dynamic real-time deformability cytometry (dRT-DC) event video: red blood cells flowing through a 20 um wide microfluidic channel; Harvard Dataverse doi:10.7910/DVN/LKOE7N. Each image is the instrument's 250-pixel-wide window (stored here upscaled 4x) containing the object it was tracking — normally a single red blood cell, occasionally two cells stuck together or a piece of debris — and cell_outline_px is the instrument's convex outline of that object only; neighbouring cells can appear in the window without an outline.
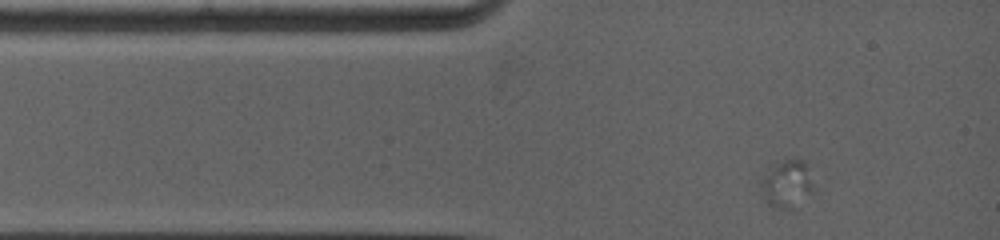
{"species": "common noctule bat (a hibernating species)", "species_latin": "Nyctalus noctula", "temperature_condition": "warm", "stored_images_in_passage": 2, "camera_frame_rate_fps": 5000, "um_per_image_px": 0.085, "animal": {"sex": "female", "body_mass_g": 19.0, "forearm_length_mm": 53.3}, "frame": {"image": 1, "passage_image": 1, "time_ms": 0.0, "image_size_px": [1000, 240], "cell_outline_px": [[816, 188], [796, 208], [772, 208], [764, 200], [760, 184], [760, 180], [784, 156], [804, 160], [808, 164]], "centroid_in_image_um": [66.94, 15.61], "position_along_channel_um": 18.1, "area_um2": 15.2}}